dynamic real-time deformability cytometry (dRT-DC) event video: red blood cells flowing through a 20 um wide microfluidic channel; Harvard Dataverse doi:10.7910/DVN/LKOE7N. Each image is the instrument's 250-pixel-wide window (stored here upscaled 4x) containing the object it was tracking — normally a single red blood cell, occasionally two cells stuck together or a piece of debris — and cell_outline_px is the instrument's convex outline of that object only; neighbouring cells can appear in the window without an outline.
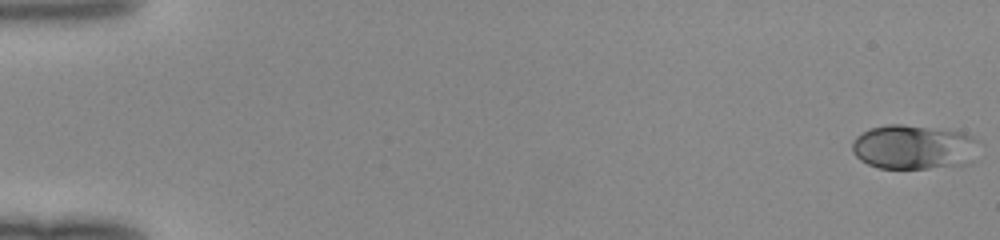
{"species": "human", "species_latin": "Homo sapiens", "temperature_condition": "room temperature", "stored_images_in_passage": 50, "camera_frame_rate_fps": 3000, "um_per_image_px": 0.085, "donor": {"sex": "female"}, "frame": {"image": 1, "passage_image": 1, "time_ms": 0.0, "image_size_px": [1000, 240], "cell_outline_px": [[980, 140], [976, 160], [972, 164], [928, 168], [880, 168], [868, 164], [860, 160], [852, 152], [852, 140], [856, 136], [872, 128], [888, 124], [904, 124], [964, 132]], "centroid_in_image_um": [77.75, 12.51], "position_along_channel_um": 7.3, "area_um2": 33.47}}
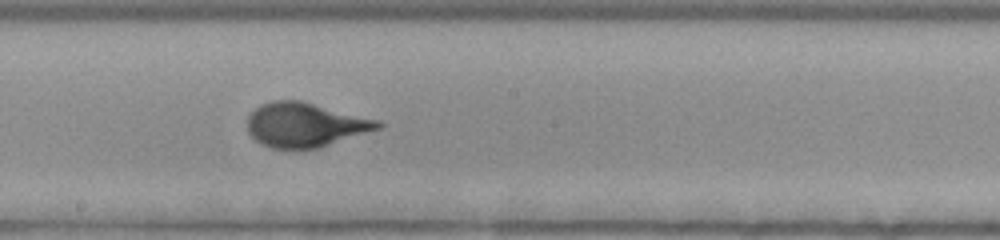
{"frame": {"image": 2, "passage_image": 29, "time_ms": 9.333, "image_size_px": [1000, 240], "cell_outline_px": [[384, 124], [380, 128], [320, 148], [272, 148], [260, 144], [248, 132], [248, 116], [260, 104], [272, 100], [300, 100], [380, 120]], "centroid_in_image_um": [25.94, 10.6], "position_along_channel_um": 222.3, "area_um2": 33.7}}
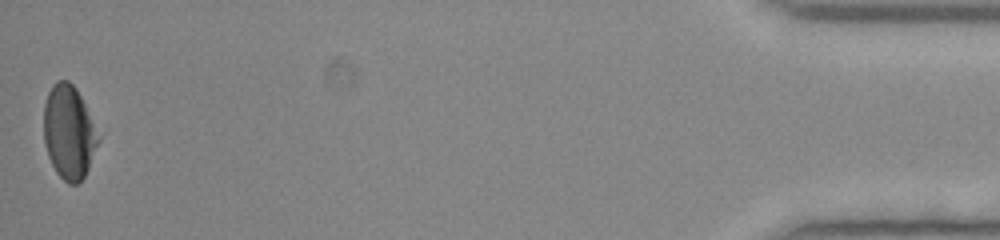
{"frame": {"image": 3, "passage_image": 50, "time_ms": 16.333, "image_size_px": [1000, 240], "cell_outline_px": [[100, 140], [88, 168], [84, 176], [76, 184], [68, 184], [56, 172], [48, 156], [44, 140], [44, 104], [48, 92], [52, 84], [56, 80], [68, 80], [76, 88], [100, 136]], "centroid_in_image_um": [5.85, 11.23], "position_along_channel_um": 429.4, "area_um2": 29.59}}